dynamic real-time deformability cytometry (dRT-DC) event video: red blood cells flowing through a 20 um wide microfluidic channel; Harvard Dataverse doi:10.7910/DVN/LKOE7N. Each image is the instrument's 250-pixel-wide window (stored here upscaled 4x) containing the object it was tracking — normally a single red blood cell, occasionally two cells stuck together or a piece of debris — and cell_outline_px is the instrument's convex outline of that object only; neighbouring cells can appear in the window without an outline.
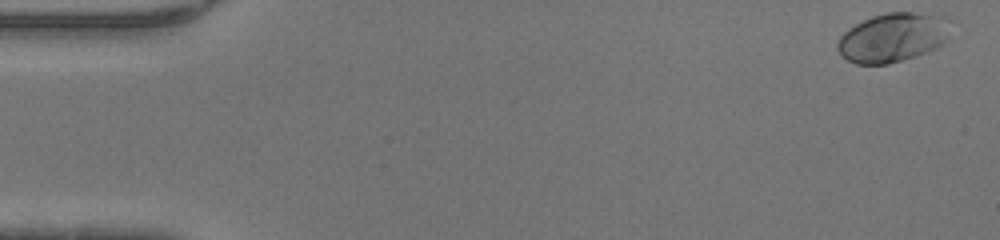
{"species": "human", "species_latin": "Homo sapiens", "temperature_condition": "warm", "stored_images_in_passage": 47, "camera_frame_rate_fps": 3000, "um_per_image_px": 0.085, "donor": {"sex": "male"}, "frame": {"image": 1, "passage_image": 1, "time_ms": 0.0, "image_size_px": [1000, 240], "cell_outline_px": [[948, 40], [944, 44], [936, 48], [916, 56], [888, 64], [856, 64], [840, 56], [836, 48], [836, 44], [840, 36], [848, 28], [872, 16], [888, 12], [916, 12], [932, 16]], "centroid_in_image_um": [75.67, 3.25], "position_along_channel_um": 9.3, "area_um2": 31.04}}
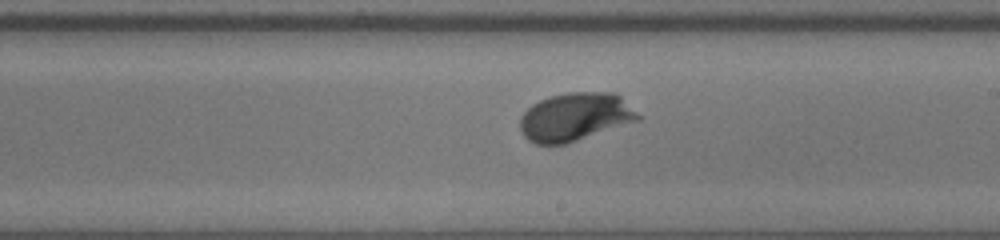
{"frame": {"image": 2, "passage_image": 27, "time_ms": 8.667, "image_size_px": [1000, 240], "cell_outline_px": [[644, 116], [640, 120], [564, 144], [536, 144], [528, 140], [524, 136], [520, 128], [520, 116], [532, 104], [548, 96], [568, 92], [616, 92]], "centroid_in_image_um": [48.92, 9.92], "position_along_channel_um": 240.1, "area_um2": 33.41}}
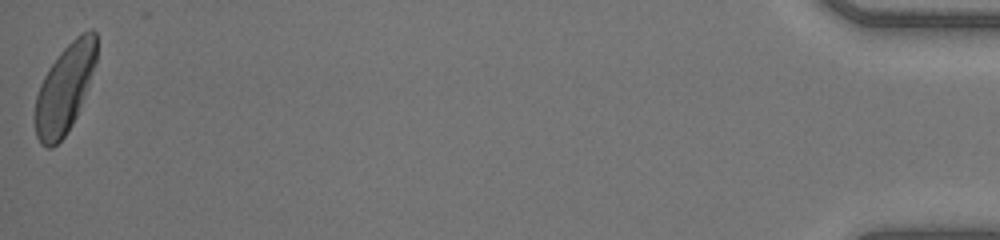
{"frame": {"image": 3, "passage_image": 47, "time_ms": 15.333, "image_size_px": [1000, 240], "cell_outline_px": [[96, 64], [84, 96], [76, 116], [72, 124], [64, 136], [52, 148], [48, 148], [40, 144], [36, 136], [36, 96], [40, 84], [48, 68], [60, 52], [80, 32], [88, 28], [92, 28], [96, 32]], "centroid_in_image_um": [5.51, 7.49], "position_along_channel_um": 429.7, "area_um2": 31.44}}